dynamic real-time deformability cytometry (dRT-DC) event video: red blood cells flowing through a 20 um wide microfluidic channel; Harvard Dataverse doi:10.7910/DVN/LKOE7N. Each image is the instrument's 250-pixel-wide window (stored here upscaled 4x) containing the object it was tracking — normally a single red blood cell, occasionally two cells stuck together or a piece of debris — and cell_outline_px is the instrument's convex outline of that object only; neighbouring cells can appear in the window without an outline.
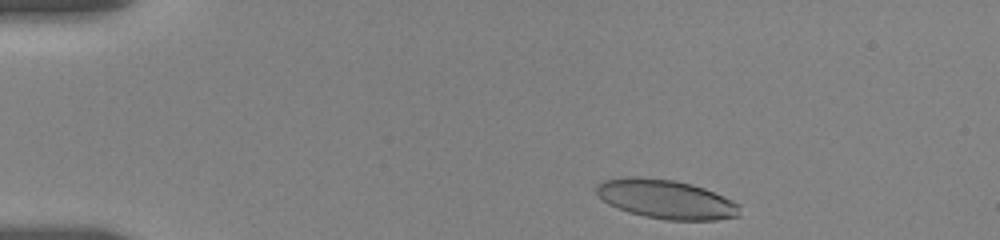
{"species": "human", "species_latin": "Homo sapiens", "temperature_condition": "room temperature", "stored_images_in_passage": 45, "camera_frame_rate_fps": 3000, "um_per_image_px": 0.085, "donor": {"sex": "female"}, "frame": {"image": 1, "passage_image": 2, "time_ms": 0.333, "image_size_px": [1000, 240], "cell_outline_px": [[740, 216], [716, 220], [668, 220], [644, 216], [628, 212], [608, 204], [596, 192], [596, 184], [604, 180], [628, 176], [636, 176], [676, 180], [692, 184], [704, 188], [724, 196], [740, 204]], "centroid_in_image_um": [56.63, 16.93], "position_along_channel_um": 28.4, "area_um2": 32.83}}
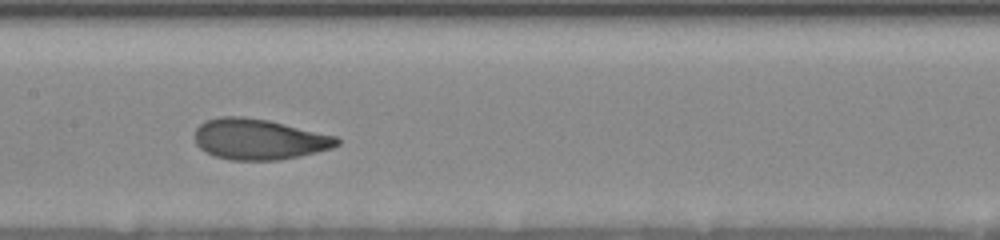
{"frame": {"image": 2, "passage_image": 26, "time_ms": 6.667, "image_size_px": [1000, 240], "cell_outline_px": [[340, 144], [332, 148], [300, 156], [280, 160], [232, 160], [216, 156], [200, 148], [196, 144], [192, 136], [196, 128], [204, 120], [220, 116], [244, 116], [268, 120], [336, 136], [340, 140]], "centroid_in_image_um": [21.98, 11.82], "position_along_channel_um": 185.4, "area_um2": 33.93}}
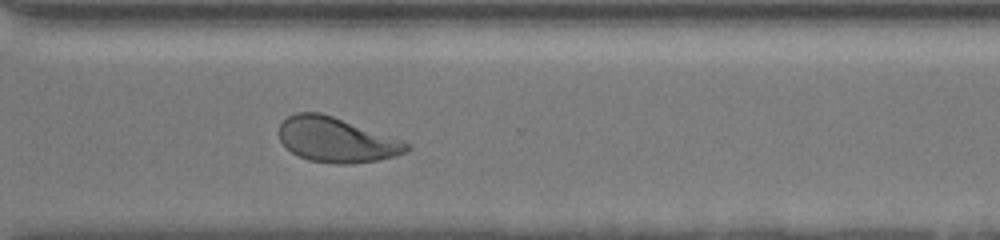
{"frame": {"image": 3, "passage_image": 45, "time_ms": 11.0, "image_size_px": [1000, 240], "cell_outline_px": [[412, 148], [408, 152], [396, 156], [376, 160], [352, 164], [332, 164], [308, 160], [292, 152], [280, 140], [280, 124], [288, 116], [296, 112], [320, 112], [404, 140]], "centroid_in_image_um": [28.64, 11.89], "position_along_channel_um": 342.0, "area_um2": 33.35}}